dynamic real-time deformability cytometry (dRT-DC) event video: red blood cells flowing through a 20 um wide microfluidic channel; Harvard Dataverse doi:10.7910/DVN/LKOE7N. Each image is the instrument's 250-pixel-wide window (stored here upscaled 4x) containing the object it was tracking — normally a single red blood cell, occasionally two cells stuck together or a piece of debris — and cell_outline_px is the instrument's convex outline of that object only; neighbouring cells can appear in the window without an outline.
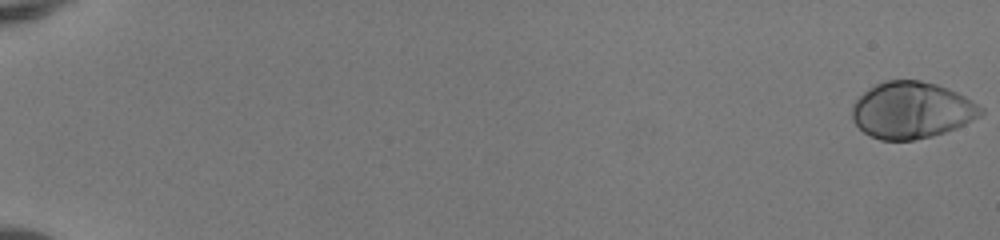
{"species": "human", "species_latin": "Homo sapiens", "temperature_condition": "room temperature", "stored_images_in_passage": 53, "camera_frame_rate_fps": 3000, "um_per_image_px": 0.085, "donor": {"sex": "female"}, "frame": {"image": 1, "passage_image": 1, "time_ms": 0.0, "image_size_px": [1000, 240], "cell_outline_px": [[984, 112], [980, 116], [956, 128], [932, 136], [912, 140], [880, 140], [864, 132], [852, 120], [852, 104], [868, 88], [884, 80], [920, 80], [936, 84], [948, 88], [964, 96], [984, 108]], "centroid_in_image_um": [77.48, 9.36], "position_along_channel_um": 7.5, "area_um2": 42.37}}
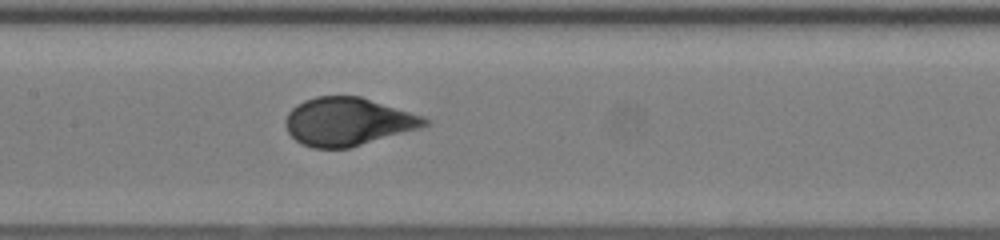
{"frame": {"image": 2, "passage_image": 29, "time_ms": 9.333, "image_size_px": [1000, 240], "cell_outline_px": [[432, 120], [428, 124], [420, 128], [348, 148], [312, 148], [300, 144], [288, 132], [284, 124], [284, 120], [288, 112], [296, 104], [304, 100], [316, 96], [360, 96], [424, 116]], "centroid_in_image_um": [29.54, 10.33], "position_along_channel_um": 177.9, "area_um2": 39.07}}
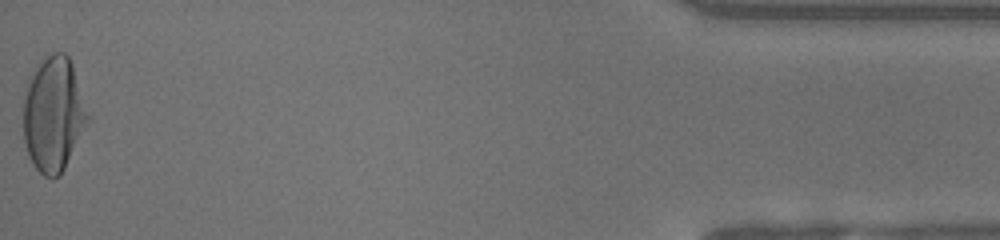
{"frame": {"image": 3, "passage_image": 53, "time_ms": 17.333, "image_size_px": [1000, 240], "cell_outline_px": [[92, 120], [60, 176], [52, 180], [44, 176], [32, 164], [28, 156], [24, 140], [24, 96], [28, 76], [36, 64], [44, 56], [52, 52], [64, 52], [68, 56], [72, 64], [92, 116]], "centroid_in_image_um": [4.59, 9.71], "position_along_channel_um": 430.6, "area_um2": 44.51}, "authors_computed_cell_mechanics": {"area_um2": 40.0554, "velocity_mm_per_s": 4.1044, "shape_relaxation_time_tau1_ms": 3.7168, "shape_relaxation_time_tau2_ms": null, "deformation_change_tau1": 0.213, "deformation_change_tau2": null}}